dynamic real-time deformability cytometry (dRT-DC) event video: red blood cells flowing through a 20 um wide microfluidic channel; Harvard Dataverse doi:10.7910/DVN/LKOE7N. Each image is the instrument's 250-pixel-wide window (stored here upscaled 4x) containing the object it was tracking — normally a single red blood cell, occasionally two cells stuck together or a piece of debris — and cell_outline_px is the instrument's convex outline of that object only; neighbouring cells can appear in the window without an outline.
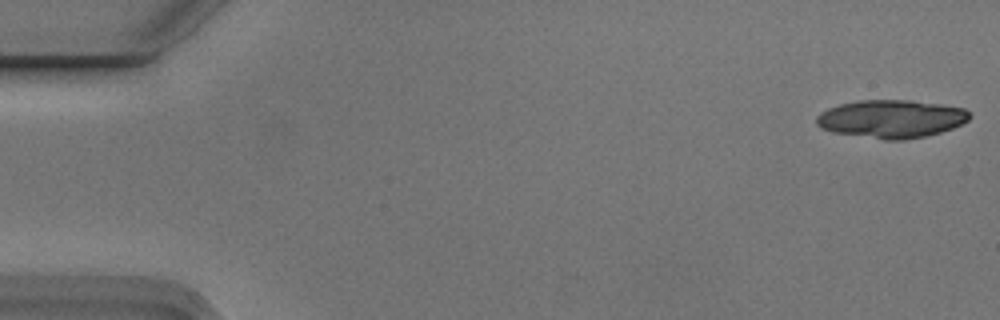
{"species": "Egyptian fruit bat (a non-hibernating species)", "species_latin": "Rousettus aegyptiacus", "temperature_condition": "cold", "stored_images_in_passage": 6, "camera_frame_rate_fps": 3000, "um_per_image_px": 0.085, "animal": {"sex": "male"}, "frame": {"image": 1, "passage_image": 1, "time_ms": 0.0, "image_size_px": [1000, 320], "cell_outline_px": [[972, 116], [968, 120], [952, 128], [940, 132], [924, 136], [904, 140], [884, 140], [832, 132], [820, 128], [816, 124], [816, 116], [820, 112], [828, 108], [840, 104], [860, 100], [908, 100], [940, 104], [964, 108]], "centroid_in_image_um": [75.72, 10.1], "position_along_channel_um": 9.3, "area_um2": 33.99}}